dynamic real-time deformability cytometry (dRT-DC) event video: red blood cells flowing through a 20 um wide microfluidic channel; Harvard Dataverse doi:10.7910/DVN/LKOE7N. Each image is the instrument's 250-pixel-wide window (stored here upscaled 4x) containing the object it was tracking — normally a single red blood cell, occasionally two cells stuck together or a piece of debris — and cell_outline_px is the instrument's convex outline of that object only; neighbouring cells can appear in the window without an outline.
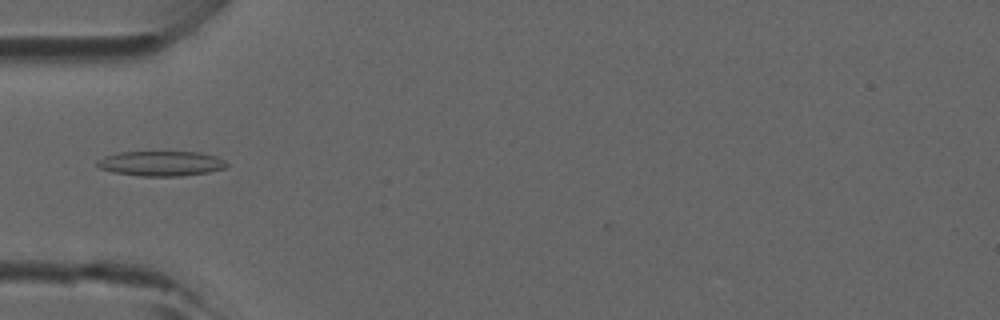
{"species": "common noctule bat (a hibernating species)", "species_latin": "Nyctalus noctula", "temperature_condition": "room temperature", "stored_images_in_passage": 5, "camera_frame_rate_fps": 3000, "um_per_image_px": 0.085, "animal": {"sex": "male", "forearm_length_mm": 52.5}, "frame": {"image": 1, "passage_image": 5, "time_ms": 1.333, "image_size_px": [1000, 320], "cell_outline_px": [[228, 168], [208, 172], [180, 176], [140, 176], [112, 172], [100, 168], [96, 164], [96, 160], [104, 156], [120, 152], [200, 152], [216, 156], [224, 160], [228, 164]], "centroid_in_image_um": [13.7, 13.9], "position_along_channel_um": 71.3, "area_um2": 18.96}}